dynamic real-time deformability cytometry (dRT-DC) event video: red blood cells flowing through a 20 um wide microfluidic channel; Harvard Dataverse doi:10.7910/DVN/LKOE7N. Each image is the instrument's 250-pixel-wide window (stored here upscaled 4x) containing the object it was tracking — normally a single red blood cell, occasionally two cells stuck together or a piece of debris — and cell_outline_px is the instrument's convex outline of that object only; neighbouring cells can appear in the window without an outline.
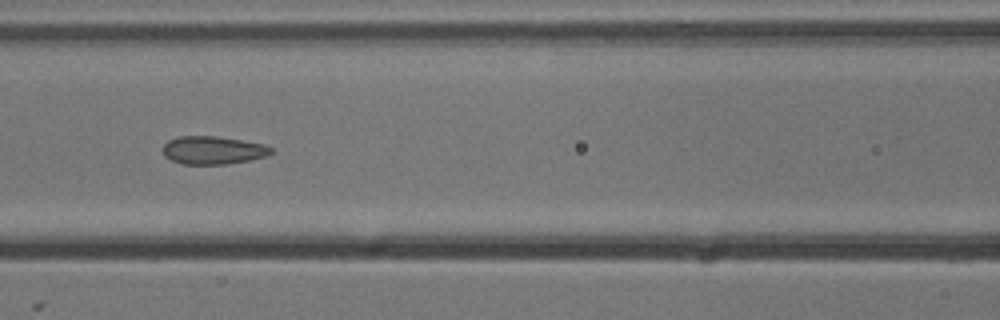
{"species": "common noctule bat (a hibernating species)", "species_latin": "Nyctalus noctula", "temperature_condition": "cold", "stored_images_in_passage": 8, "camera_frame_rate_fps": 3000, "um_per_image_px": 0.085, "animal": {"sex": "male", "body_mass_g": 13.3}, "frame": {"image": 1, "passage_image": 5, "time_ms": 1.333, "image_size_px": [1000, 320], "cell_outline_px": [[272, 152], [268, 156], [228, 164], [180, 164], [164, 156], [164, 144], [168, 140], [180, 136], [216, 136], [264, 144], [272, 148]], "centroid_in_image_um": [18.1, 12.77], "position_along_channel_um": 148.5, "area_um2": 17.63}}
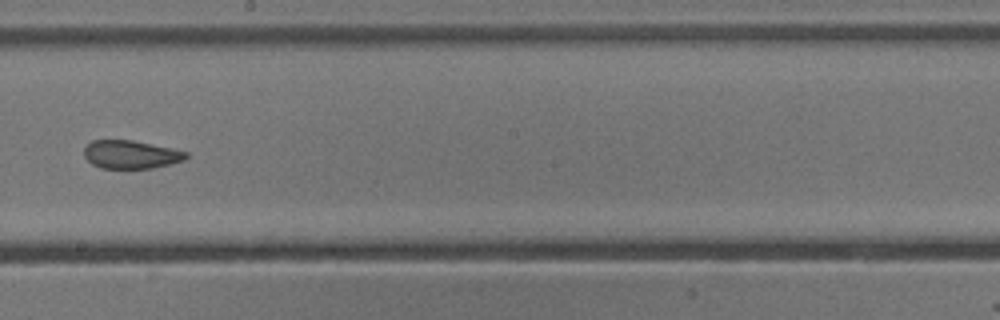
{"frame": {"image": 2, "passage_image": 7, "time_ms": 2.0, "image_size_px": [1000, 320], "cell_outline_px": [[188, 156], [184, 160], [172, 164], [152, 168], [100, 168], [92, 164], [84, 156], [84, 148], [92, 140], [132, 140], [172, 148], [188, 152]], "centroid_in_image_um": [11.13, 13.13], "position_along_channel_um": 237.1, "area_um2": 16.82}}
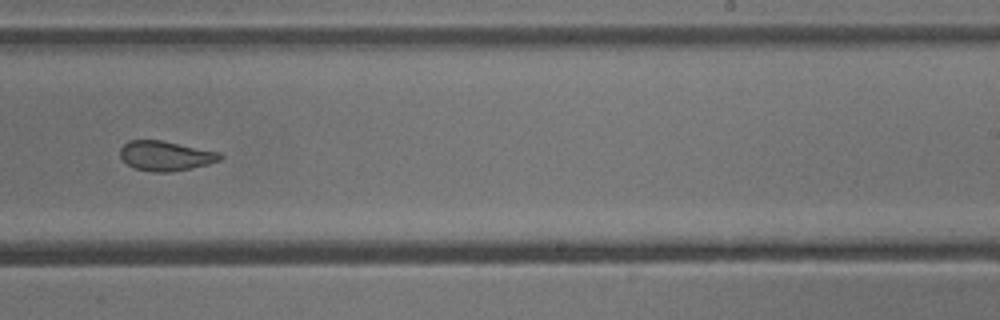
{"frame": {"image": 3, "passage_image": 8, "time_ms": 2.333, "image_size_px": [1000, 320], "cell_outline_px": [[224, 156], [220, 160], [208, 164], [192, 168], [172, 172], [152, 172], [136, 168], [128, 164], [120, 156], [120, 148], [128, 140], [160, 140], [220, 152]], "centroid_in_image_um": [14.09, 13.25], "position_along_channel_um": 274.9, "area_um2": 17.28}}